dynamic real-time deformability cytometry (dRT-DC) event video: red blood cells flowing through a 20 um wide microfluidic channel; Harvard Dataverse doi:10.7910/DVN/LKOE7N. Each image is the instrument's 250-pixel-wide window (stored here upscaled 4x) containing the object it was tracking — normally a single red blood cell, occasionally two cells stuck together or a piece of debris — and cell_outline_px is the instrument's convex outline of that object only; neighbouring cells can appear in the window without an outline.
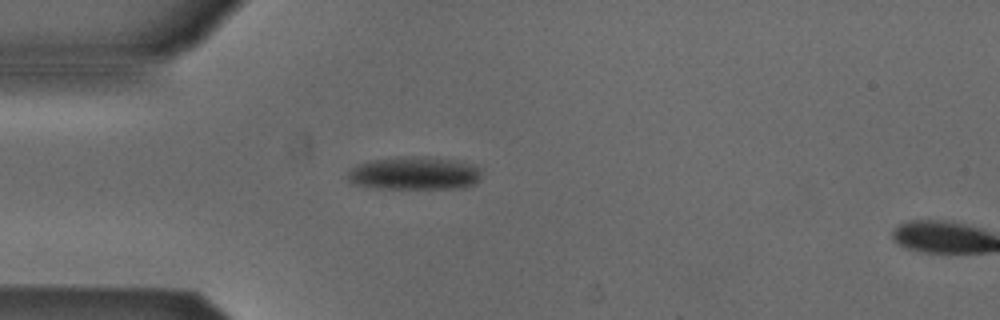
{"species": "Egyptian fruit bat (a non-hibernating species)", "species_latin": "Rousettus aegyptiacus", "temperature_condition": "cold", "stored_images_in_passage": 2, "camera_frame_rate_fps": 3000, "um_per_image_px": 0.085, "animal": {"sex": "male"}, "frame": {"image": 1, "passage_image": 1, "time_ms": 0.0, "image_size_px": [1000, 320], "cell_outline_px": [[480, 180], [476, 184], [464, 188], [376, 188], [352, 184], [348, 180], [348, 172], [352, 168], [360, 164], [372, 160], [396, 156], [428, 156], [456, 160], [472, 164], [480, 168]], "centroid_in_image_um": [35.26, 14.72], "position_along_channel_um": 49.7, "area_um2": 26.13}}